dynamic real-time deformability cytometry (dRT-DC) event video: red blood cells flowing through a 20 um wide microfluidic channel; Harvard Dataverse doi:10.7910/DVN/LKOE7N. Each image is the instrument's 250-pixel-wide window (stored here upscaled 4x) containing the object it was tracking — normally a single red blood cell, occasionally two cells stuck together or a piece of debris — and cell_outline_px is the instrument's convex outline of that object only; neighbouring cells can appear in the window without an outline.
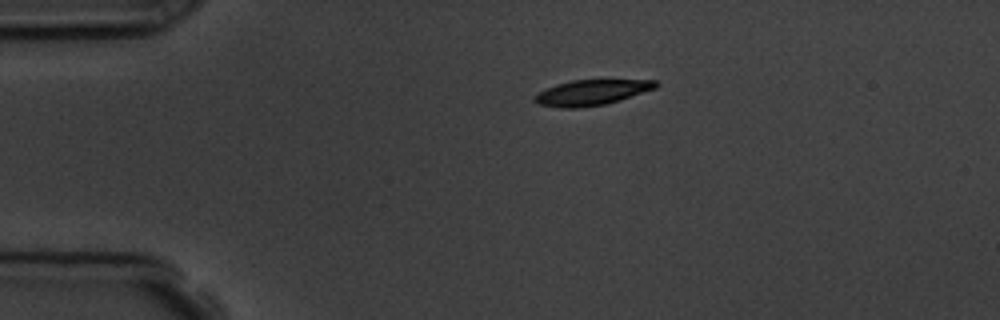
{"species": "common noctule bat (a hibernating species)", "species_latin": "Nyctalus noctula", "temperature_condition": "room temperature", "stored_images_in_passage": 2, "camera_frame_rate_fps": 3000, "um_per_image_px": 0.085, "animal": {"sex": "male", "body_mass_g": 19.5, "forearm_length_mm": 54.6}, "frame": {"image": 1, "passage_image": 1, "time_ms": 0.0, "image_size_px": [1000, 320], "cell_outline_px": [[660, 84], [656, 88], [620, 100], [604, 104], [580, 108], [560, 108], [540, 104], [532, 100], [532, 96], [556, 84], [572, 80], [656, 80]], "centroid_in_image_um": [50.28, 7.86], "position_along_channel_um": 34.7, "area_um2": 17.92}}